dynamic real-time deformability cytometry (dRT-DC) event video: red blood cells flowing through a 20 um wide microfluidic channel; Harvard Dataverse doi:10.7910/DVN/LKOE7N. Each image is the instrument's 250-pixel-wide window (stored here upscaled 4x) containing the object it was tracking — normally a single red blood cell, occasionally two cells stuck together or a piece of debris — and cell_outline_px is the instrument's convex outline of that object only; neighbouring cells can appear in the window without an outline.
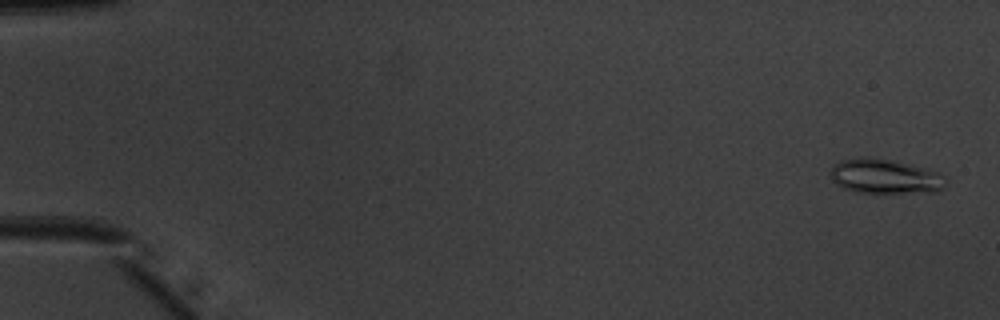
{"species": "common noctule bat (a hibernating species)", "species_latin": "Nyctalus noctula", "temperature_condition": "warm", "stored_images_in_passage": 51, "camera_frame_rate_fps": 3000, "um_per_image_px": 0.085, "animal": {"sex": "male", "body_mass_g": 20.1, "forearm_length_mm": 53.5}, "frame": {"image": 1, "passage_image": 2, "time_ms": 0.333, "image_size_px": [1000, 320], "cell_outline_px": [[944, 188], [936, 192], [856, 192], [844, 188], [836, 184], [832, 180], [832, 164], [840, 160], [860, 156], [864, 156], [888, 160], [908, 164], [924, 168], [936, 172], [944, 176]], "centroid_in_image_um": [75.18, 14.98], "position_along_channel_um": 9.8, "area_um2": 22.95}}
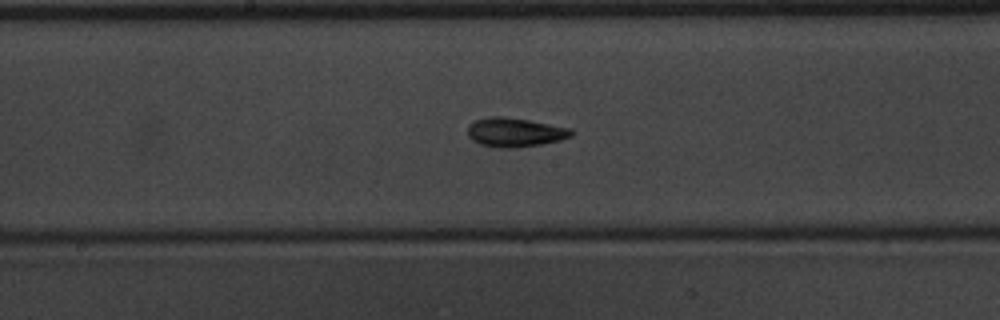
{"frame": {"image": 2, "passage_image": 28, "time_ms": 9.0, "image_size_px": [1000, 320], "cell_outline_px": [[572, 136], [560, 140], [540, 144], [516, 148], [500, 148], [480, 144], [472, 140], [468, 136], [468, 124], [476, 120], [492, 116], [500, 116], [528, 120], [572, 128]], "centroid_in_image_um": [43.76, 11.25], "position_along_channel_um": 204.4, "area_um2": 17.51}}
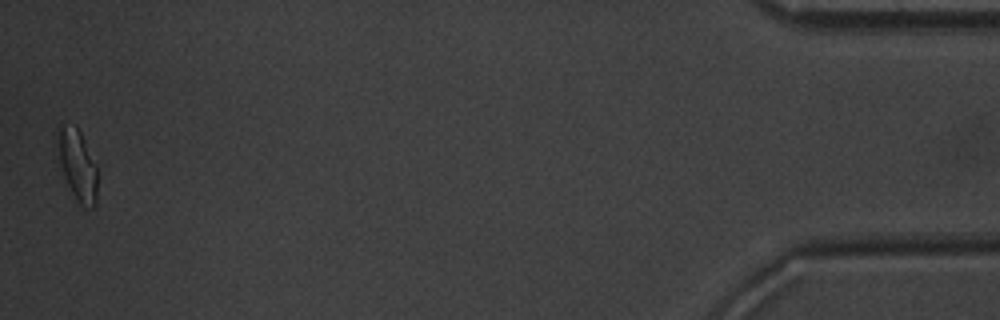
{"frame": {"image": 3, "passage_image": 51, "time_ms": 16.667, "image_size_px": [1000, 320], "cell_outline_px": [[96, 204], [92, 208], [84, 208], [76, 200], [68, 184], [60, 164], [60, 128], [64, 124], [76, 124], [96, 164]], "centroid_in_image_um": [6.64, 14.08], "position_along_channel_um": 428.6, "area_um2": 15.72}, "authors_computed_cell_mechanics": {"area_um2": 16.8198, "velocity_mm_per_s": 4.0221, "shape_relaxation_time_tau1_ms": 4.6859, "shape_relaxation_time_tau2_ms": 2.6044, "deformation_change_tau1": 0.1323, "deformation_change_tau2": 0.0906}}